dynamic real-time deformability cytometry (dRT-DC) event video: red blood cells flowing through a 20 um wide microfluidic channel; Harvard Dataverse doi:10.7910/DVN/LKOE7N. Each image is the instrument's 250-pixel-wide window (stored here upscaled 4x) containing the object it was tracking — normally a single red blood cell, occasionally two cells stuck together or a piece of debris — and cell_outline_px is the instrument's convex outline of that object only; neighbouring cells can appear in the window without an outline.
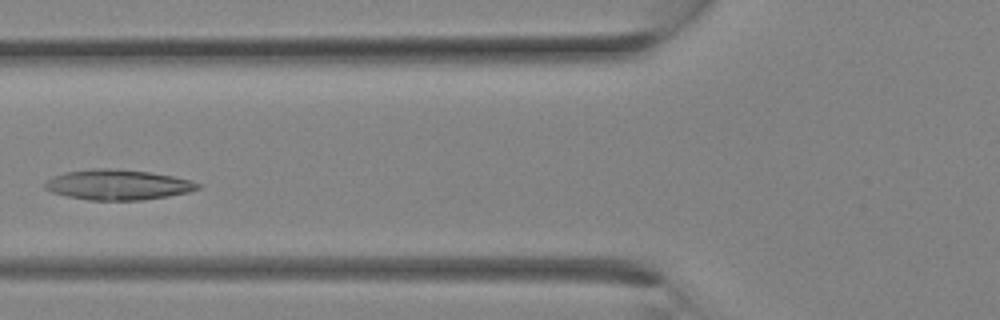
{"species": "Egyptian fruit bat (a non-hibernating species)", "species_latin": "Rousettus aegyptiacus", "temperature_condition": "room temperature", "stored_images_in_passage": 10, "camera_frame_rate_fps": 3000, "um_per_image_px": 0.085, "animal": {"sex": "female"}, "frame": {"image": 1, "passage_image": 9, "time_ms": 2.667, "image_size_px": [1000, 320], "cell_outline_px": [[200, 188], [188, 192], [168, 196], [140, 200], [88, 200], [68, 196], [52, 192], [44, 188], [44, 184], [52, 176], [64, 172], [92, 168], [112, 168], [148, 172], [172, 176], [188, 180], [200, 184]], "centroid_in_image_um": [9.97, 15.7], "position_along_channel_um": 115.8, "area_um2": 26.82}}